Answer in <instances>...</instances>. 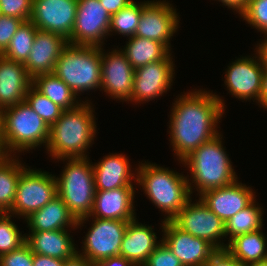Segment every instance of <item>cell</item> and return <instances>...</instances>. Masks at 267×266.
I'll return each mask as SVG.
<instances>
[{
    "instance_id": "1",
    "label": "cell",
    "mask_w": 267,
    "mask_h": 266,
    "mask_svg": "<svg viewBox=\"0 0 267 266\" xmlns=\"http://www.w3.org/2000/svg\"><path fill=\"white\" fill-rule=\"evenodd\" d=\"M184 94L173 103L169 121L170 145L180 161L219 134L216 128L225 112L223 99L213 92Z\"/></svg>"
},
{
    "instance_id": "2",
    "label": "cell",
    "mask_w": 267,
    "mask_h": 266,
    "mask_svg": "<svg viewBox=\"0 0 267 266\" xmlns=\"http://www.w3.org/2000/svg\"><path fill=\"white\" fill-rule=\"evenodd\" d=\"M87 101L74 109L64 110L50 126L46 149L53 159L87 157L86 150L94 142L97 131L92 103Z\"/></svg>"
},
{
    "instance_id": "3",
    "label": "cell",
    "mask_w": 267,
    "mask_h": 266,
    "mask_svg": "<svg viewBox=\"0 0 267 266\" xmlns=\"http://www.w3.org/2000/svg\"><path fill=\"white\" fill-rule=\"evenodd\" d=\"M50 127L26 101L0 112V150L2 155H16L47 145ZM16 151V152H15ZM15 153V154H14Z\"/></svg>"
},
{
    "instance_id": "4",
    "label": "cell",
    "mask_w": 267,
    "mask_h": 266,
    "mask_svg": "<svg viewBox=\"0 0 267 266\" xmlns=\"http://www.w3.org/2000/svg\"><path fill=\"white\" fill-rule=\"evenodd\" d=\"M138 167L137 185H141L149 200L167 214L163 220L171 221L191 199L188 178L146 161Z\"/></svg>"
},
{
    "instance_id": "5",
    "label": "cell",
    "mask_w": 267,
    "mask_h": 266,
    "mask_svg": "<svg viewBox=\"0 0 267 266\" xmlns=\"http://www.w3.org/2000/svg\"><path fill=\"white\" fill-rule=\"evenodd\" d=\"M221 136L219 133L213 139L204 142L181 161L188 166L191 174L192 179L188 178L191 194L194 186L198 191L197 195H200L209 189L226 187L237 181L238 177L222 145Z\"/></svg>"
},
{
    "instance_id": "6",
    "label": "cell",
    "mask_w": 267,
    "mask_h": 266,
    "mask_svg": "<svg viewBox=\"0 0 267 266\" xmlns=\"http://www.w3.org/2000/svg\"><path fill=\"white\" fill-rule=\"evenodd\" d=\"M101 47L67 44L53 73L78 96L101 87Z\"/></svg>"
},
{
    "instance_id": "7",
    "label": "cell",
    "mask_w": 267,
    "mask_h": 266,
    "mask_svg": "<svg viewBox=\"0 0 267 266\" xmlns=\"http://www.w3.org/2000/svg\"><path fill=\"white\" fill-rule=\"evenodd\" d=\"M67 160L57 183V195L76 220L90 215L96 193L93 164L89 157L63 158Z\"/></svg>"
},
{
    "instance_id": "8",
    "label": "cell",
    "mask_w": 267,
    "mask_h": 266,
    "mask_svg": "<svg viewBox=\"0 0 267 266\" xmlns=\"http://www.w3.org/2000/svg\"><path fill=\"white\" fill-rule=\"evenodd\" d=\"M57 196V183L53 174L25 168L17 182L15 198L11 215L27 218L37 210L43 208Z\"/></svg>"
},
{
    "instance_id": "9",
    "label": "cell",
    "mask_w": 267,
    "mask_h": 266,
    "mask_svg": "<svg viewBox=\"0 0 267 266\" xmlns=\"http://www.w3.org/2000/svg\"><path fill=\"white\" fill-rule=\"evenodd\" d=\"M191 202L190 199L171 221L182 231L207 241L216 250L226 249L228 244L221 242L225 237V223L200 198Z\"/></svg>"
},
{
    "instance_id": "10",
    "label": "cell",
    "mask_w": 267,
    "mask_h": 266,
    "mask_svg": "<svg viewBox=\"0 0 267 266\" xmlns=\"http://www.w3.org/2000/svg\"><path fill=\"white\" fill-rule=\"evenodd\" d=\"M111 16L99 0H78L77 14L69 44L103 46L109 36Z\"/></svg>"
},
{
    "instance_id": "11",
    "label": "cell",
    "mask_w": 267,
    "mask_h": 266,
    "mask_svg": "<svg viewBox=\"0 0 267 266\" xmlns=\"http://www.w3.org/2000/svg\"><path fill=\"white\" fill-rule=\"evenodd\" d=\"M82 243V253L90 262L119 256L123 236L129 221L95 218Z\"/></svg>"
},
{
    "instance_id": "12",
    "label": "cell",
    "mask_w": 267,
    "mask_h": 266,
    "mask_svg": "<svg viewBox=\"0 0 267 266\" xmlns=\"http://www.w3.org/2000/svg\"><path fill=\"white\" fill-rule=\"evenodd\" d=\"M78 0H33L30 21L38 30L70 39L77 14Z\"/></svg>"
},
{
    "instance_id": "13",
    "label": "cell",
    "mask_w": 267,
    "mask_h": 266,
    "mask_svg": "<svg viewBox=\"0 0 267 266\" xmlns=\"http://www.w3.org/2000/svg\"><path fill=\"white\" fill-rule=\"evenodd\" d=\"M178 13L164 1H148L142 8L135 36L163 43L169 50L170 39L178 29Z\"/></svg>"
},
{
    "instance_id": "14",
    "label": "cell",
    "mask_w": 267,
    "mask_h": 266,
    "mask_svg": "<svg viewBox=\"0 0 267 266\" xmlns=\"http://www.w3.org/2000/svg\"><path fill=\"white\" fill-rule=\"evenodd\" d=\"M172 59V54H169L163 60L135 69L131 102L146 103L164 95L171 88L175 74Z\"/></svg>"
},
{
    "instance_id": "15",
    "label": "cell",
    "mask_w": 267,
    "mask_h": 266,
    "mask_svg": "<svg viewBox=\"0 0 267 266\" xmlns=\"http://www.w3.org/2000/svg\"><path fill=\"white\" fill-rule=\"evenodd\" d=\"M101 47V90L113 99L131 101L135 69L125 53L117 48L109 53Z\"/></svg>"
},
{
    "instance_id": "16",
    "label": "cell",
    "mask_w": 267,
    "mask_h": 266,
    "mask_svg": "<svg viewBox=\"0 0 267 266\" xmlns=\"http://www.w3.org/2000/svg\"><path fill=\"white\" fill-rule=\"evenodd\" d=\"M257 55L252 58L241 57L230 63L225 72L224 84L227 86L229 93L241 100H257L261 92L262 75L264 66ZM257 58V59H256Z\"/></svg>"
},
{
    "instance_id": "17",
    "label": "cell",
    "mask_w": 267,
    "mask_h": 266,
    "mask_svg": "<svg viewBox=\"0 0 267 266\" xmlns=\"http://www.w3.org/2000/svg\"><path fill=\"white\" fill-rule=\"evenodd\" d=\"M162 241L183 266H203L216 249L207 241L182 231L172 221H162Z\"/></svg>"
},
{
    "instance_id": "18",
    "label": "cell",
    "mask_w": 267,
    "mask_h": 266,
    "mask_svg": "<svg viewBox=\"0 0 267 266\" xmlns=\"http://www.w3.org/2000/svg\"><path fill=\"white\" fill-rule=\"evenodd\" d=\"M134 187H120L112 190L96 191L93 208L89 216L77 220V227L92 218L131 221L134 216Z\"/></svg>"
},
{
    "instance_id": "19",
    "label": "cell",
    "mask_w": 267,
    "mask_h": 266,
    "mask_svg": "<svg viewBox=\"0 0 267 266\" xmlns=\"http://www.w3.org/2000/svg\"><path fill=\"white\" fill-rule=\"evenodd\" d=\"M254 193L251 187H247L237 180L226 187L204 191L199 198L226 223L255 199Z\"/></svg>"
},
{
    "instance_id": "20",
    "label": "cell",
    "mask_w": 267,
    "mask_h": 266,
    "mask_svg": "<svg viewBox=\"0 0 267 266\" xmlns=\"http://www.w3.org/2000/svg\"><path fill=\"white\" fill-rule=\"evenodd\" d=\"M68 41L53 32L37 30L29 57L24 63L33 79L40 74L53 73L56 62Z\"/></svg>"
},
{
    "instance_id": "21",
    "label": "cell",
    "mask_w": 267,
    "mask_h": 266,
    "mask_svg": "<svg viewBox=\"0 0 267 266\" xmlns=\"http://www.w3.org/2000/svg\"><path fill=\"white\" fill-rule=\"evenodd\" d=\"M32 78L23 63L0 55V112L25 101Z\"/></svg>"
},
{
    "instance_id": "22",
    "label": "cell",
    "mask_w": 267,
    "mask_h": 266,
    "mask_svg": "<svg viewBox=\"0 0 267 266\" xmlns=\"http://www.w3.org/2000/svg\"><path fill=\"white\" fill-rule=\"evenodd\" d=\"M128 158L124 154H109L94 163V182L96 191L112 190L120 187H133L137 173H132ZM135 177V178H134Z\"/></svg>"
},
{
    "instance_id": "23",
    "label": "cell",
    "mask_w": 267,
    "mask_h": 266,
    "mask_svg": "<svg viewBox=\"0 0 267 266\" xmlns=\"http://www.w3.org/2000/svg\"><path fill=\"white\" fill-rule=\"evenodd\" d=\"M151 226L139 224L136 218L129 221L122 239L120 256L142 266L160 244Z\"/></svg>"
},
{
    "instance_id": "24",
    "label": "cell",
    "mask_w": 267,
    "mask_h": 266,
    "mask_svg": "<svg viewBox=\"0 0 267 266\" xmlns=\"http://www.w3.org/2000/svg\"><path fill=\"white\" fill-rule=\"evenodd\" d=\"M71 237L67 229L29 232L26 243L32 253L67 260L77 253Z\"/></svg>"
},
{
    "instance_id": "25",
    "label": "cell",
    "mask_w": 267,
    "mask_h": 266,
    "mask_svg": "<svg viewBox=\"0 0 267 266\" xmlns=\"http://www.w3.org/2000/svg\"><path fill=\"white\" fill-rule=\"evenodd\" d=\"M30 232L55 231L71 227L76 229L77 220L63 200L57 195L43 208L26 218Z\"/></svg>"
},
{
    "instance_id": "26",
    "label": "cell",
    "mask_w": 267,
    "mask_h": 266,
    "mask_svg": "<svg viewBox=\"0 0 267 266\" xmlns=\"http://www.w3.org/2000/svg\"><path fill=\"white\" fill-rule=\"evenodd\" d=\"M32 86L63 110H71L82 102L77 95L54 73L40 74L32 79ZM77 100V101H76Z\"/></svg>"
},
{
    "instance_id": "27",
    "label": "cell",
    "mask_w": 267,
    "mask_h": 266,
    "mask_svg": "<svg viewBox=\"0 0 267 266\" xmlns=\"http://www.w3.org/2000/svg\"><path fill=\"white\" fill-rule=\"evenodd\" d=\"M262 229L239 235L227 243L226 250L244 264L267 259V238Z\"/></svg>"
},
{
    "instance_id": "28",
    "label": "cell",
    "mask_w": 267,
    "mask_h": 266,
    "mask_svg": "<svg viewBox=\"0 0 267 266\" xmlns=\"http://www.w3.org/2000/svg\"><path fill=\"white\" fill-rule=\"evenodd\" d=\"M128 39L126 46L121 50L125 53L127 60L134 69L163 60L171 54V50L163 43L138 36Z\"/></svg>"
},
{
    "instance_id": "29",
    "label": "cell",
    "mask_w": 267,
    "mask_h": 266,
    "mask_svg": "<svg viewBox=\"0 0 267 266\" xmlns=\"http://www.w3.org/2000/svg\"><path fill=\"white\" fill-rule=\"evenodd\" d=\"M16 157L17 155L0 156V211L2 213H8L11 210L17 182L22 171L26 168Z\"/></svg>"
},
{
    "instance_id": "30",
    "label": "cell",
    "mask_w": 267,
    "mask_h": 266,
    "mask_svg": "<svg viewBox=\"0 0 267 266\" xmlns=\"http://www.w3.org/2000/svg\"><path fill=\"white\" fill-rule=\"evenodd\" d=\"M255 200L225 223V238L229 235L228 243L239 235L262 229L263 208L259 207Z\"/></svg>"
},
{
    "instance_id": "31",
    "label": "cell",
    "mask_w": 267,
    "mask_h": 266,
    "mask_svg": "<svg viewBox=\"0 0 267 266\" xmlns=\"http://www.w3.org/2000/svg\"><path fill=\"white\" fill-rule=\"evenodd\" d=\"M37 30L31 21L23 22L1 55L24 64L29 57Z\"/></svg>"
},
{
    "instance_id": "32",
    "label": "cell",
    "mask_w": 267,
    "mask_h": 266,
    "mask_svg": "<svg viewBox=\"0 0 267 266\" xmlns=\"http://www.w3.org/2000/svg\"><path fill=\"white\" fill-rule=\"evenodd\" d=\"M147 2L136 3V1H133L117 13H114L110 20L109 35H112L110 32L114 31L120 35L129 36L128 38L135 36L142 8Z\"/></svg>"
},
{
    "instance_id": "33",
    "label": "cell",
    "mask_w": 267,
    "mask_h": 266,
    "mask_svg": "<svg viewBox=\"0 0 267 266\" xmlns=\"http://www.w3.org/2000/svg\"><path fill=\"white\" fill-rule=\"evenodd\" d=\"M25 101L49 127L61 117L64 111L56 103H53L50 99L37 91L33 86L28 89Z\"/></svg>"
},
{
    "instance_id": "34",
    "label": "cell",
    "mask_w": 267,
    "mask_h": 266,
    "mask_svg": "<svg viewBox=\"0 0 267 266\" xmlns=\"http://www.w3.org/2000/svg\"><path fill=\"white\" fill-rule=\"evenodd\" d=\"M11 217L9 213L0 215V256L18 249L26 242V234L20 233Z\"/></svg>"
},
{
    "instance_id": "35",
    "label": "cell",
    "mask_w": 267,
    "mask_h": 266,
    "mask_svg": "<svg viewBox=\"0 0 267 266\" xmlns=\"http://www.w3.org/2000/svg\"><path fill=\"white\" fill-rule=\"evenodd\" d=\"M238 14L253 28L267 33V0H247L245 8Z\"/></svg>"
},
{
    "instance_id": "36",
    "label": "cell",
    "mask_w": 267,
    "mask_h": 266,
    "mask_svg": "<svg viewBox=\"0 0 267 266\" xmlns=\"http://www.w3.org/2000/svg\"><path fill=\"white\" fill-rule=\"evenodd\" d=\"M33 0H0L1 14L30 21Z\"/></svg>"
},
{
    "instance_id": "37",
    "label": "cell",
    "mask_w": 267,
    "mask_h": 266,
    "mask_svg": "<svg viewBox=\"0 0 267 266\" xmlns=\"http://www.w3.org/2000/svg\"><path fill=\"white\" fill-rule=\"evenodd\" d=\"M160 241L161 243L142 266H183L168 246L162 240Z\"/></svg>"
},
{
    "instance_id": "38",
    "label": "cell",
    "mask_w": 267,
    "mask_h": 266,
    "mask_svg": "<svg viewBox=\"0 0 267 266\" xmlns=\"http://www.w3.org/2000/svg\"><path fill=\"white\" fill-rule=\"evenodd\" d=\"M0 266H33V253L25 242L18 249L0 256Z\"/></svg>"
},
{
    "instance_id": "39",
    "label": "cell",
    "mask_w": 267,
    "mask_h": 266,
    "mask_svg": "<svg viewBox=\"0 0 267 266\" xmlns=\"http://www.w3.org/2000/svg\"><path fill=\"white\" fill-rule=\"evenodd\" d=\"M23 22L17 17L0 14V55L7 49L10 40Z\"/></svg>"
},
{
    "instance_id": "40",
    "label": "cell",
    "mask_w": 267,
    "mask_h": 266,
    "mask_svg": "<svg viewBox=\"0 0 267 266\" xmlns=\"http://www.w3.org/2000/svg\"><path fill=\"white\" fill-rule=\"evenodd\" d=\"M205 266H247V264L235 259L226 249H220L210 256Z\"/></svg>"
},
{
    "instance_id": "41",
    "label": "cell",
    "mask_w": 267,
    "mask_h": 266,
    "mask_svg": "<svg viewBox=\"0 0 267 266\" xmlns=\"http://www.w3.org/2000/svg\"><path fill=\"white\" fill-rule=\"evenodd\" d=\"M92 266H138L136 263L126 260L122 256H114L105 260L92 262Z\"/></svg>"
},
{
    "instance_id": "42",
    "label": "cell",
    "mask_w": 267,
    "mask_h": 266,
    "mask_svg": "<svg viewBox=\"0 0 267 266\" xmlns=\"http://www.w3.org/2000/svg\"><path fill=\"white\" fill-rule=\"evenodd\" d=\"M110 16L128 6L133 0H99Z\"/></svg>"
},
{
    "instance_id": "43",
    "label": "cell",
    "mask_w": 267,
    "mask_h": 266,
    "mask_svg": "<svg viewBox=\"0 0 267 266\" xmlns=\"http://www.w3.org/2000/svg\"><path fill=\"white\" fill-rule=\"evenodd\" d=\"M65 261L33 253V266H64Z\"/></svg>"
},
{
    "instance_id": "44",
    "label": "cell",
    "mask_w": 267,
    "mask_h": 266,
    "mask_svg": "<svg viewBox=\"0 0 267 266\" xmlns=\"http://www.w3.org/2000/svg\"><path fill=\"white\" fill-rule=\"evenodd\" d=\"M259 105L267 109V68H264L262 75L261 92L259 95Z\"/></svg>"
},
{
    "instance_id": "45",
    "label": "cell",
    "mask_w": 267,
    "mask_h": 266,
    "mask_svg": "<svg viewBox=\"0 0 267 266\" xmlns=\"http://www.w3.org/2000/svg\"><path fill=\"white\" fill-rule=\"evenodd\" d=\"M64 266H92V262L76 253L72 258L65 261Z\"/></svg>"
},
{
    "instance_id": "46",
    "label": "cell",
    "mask_w": 267,
    "mask_h": 266,
    "mask_svg": "<svg viewBox=\"0 0 267 266\" xmlns=\"http://www.w3.org/2000/svg\"><path fill=\"white\" fill-rule=\"evenodd\" d=\"M219 2H222L223 5L228 6V8L233 9L237 13L241 12L247 3V0H218Z\"/></svg>"
},
{
    "instance_id": "47",
    "label": "cell",
    "mask_w": 267,
    "mask_h": 266,
    "mask_svg": "<svg viewBox=\"0 0 267 266\" xmlns=\"http://www.w3.org/2000/svg\"><path fill=\"white\" fill-rule=\"evenodd\" d=\"M264 34L266 37L267 33ZM261 42H262L261 44L259 43V45L256 46L255 52H257L258 55L260 56L264 68H267V37L264 39V41Z\"/></svg>"
},
{
    "instance_id": "48",
    "label": "cell",
    "mask_w": 267,
    "mask_h": 266,
    "mask_svg": "<svg viewBox=\"0 0 267 266\" xmlns=\"http://www.w3.org/2000/svg\"><path fill=\"white\" fill-rule=\"evenodd\" d=\"M247 266H267V259L247 264Z\"/></svg>"
}]
</instances>
